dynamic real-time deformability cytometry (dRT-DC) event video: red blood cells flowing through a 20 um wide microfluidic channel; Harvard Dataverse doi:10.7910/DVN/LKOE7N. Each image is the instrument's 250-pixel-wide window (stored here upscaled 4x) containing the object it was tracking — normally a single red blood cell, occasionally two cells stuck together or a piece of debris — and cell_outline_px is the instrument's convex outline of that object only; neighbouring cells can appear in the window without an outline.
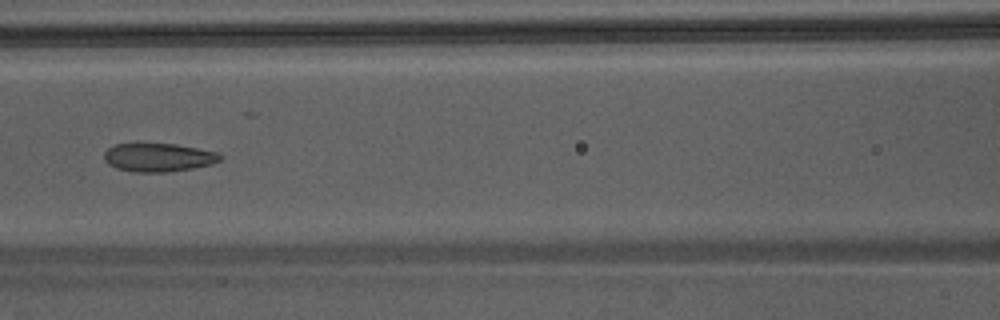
{"species": "Egyptian fruit bat (a non-hibernating species)", "species_latin": "Rousettus aegyptiacus", "temperature_condition": "warm", "stored_images_in_passage": 48, "camera_frame_rate_fps": 3000, "um_per_image_px": 0.085, "animal": {"sex": "male"}, "frame": {"image": 1, "passage_image": 23, "time_ms": 7.333, "image_size_px": [1000, 320], "cell_outline_px": [[224, 156], [220, 160], [212, 164], [192, 168], [168, 172], [132, 172], [116, 168], [108, 164], [104, 160], [104, 152], [108, 148], [116, 144], [176, 144], [216, 152]], "centroid_in_image_um": [13.45, 13.39], "position_along_channel_um": 153.2, "area_um2": 19.19}}
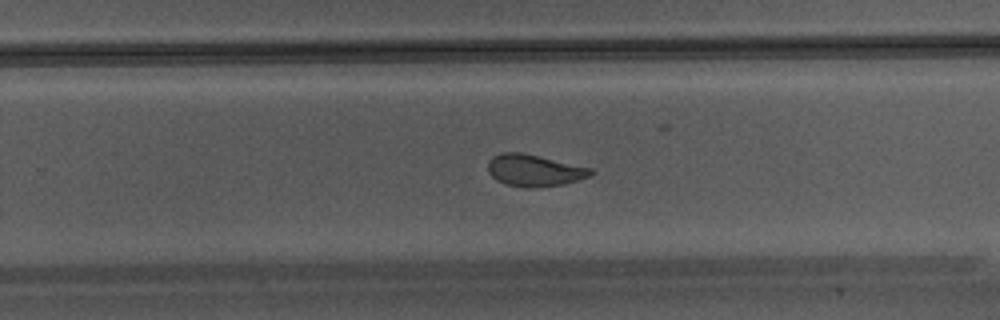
{"frame": {"image": 2, "passage_image": 32, "time_ms": 10.333, "image_size_px": [1000, 320], "cell_outline_px": [[592, 176], [564, 184], [536, 188], [524, 188], [504, 184], [496, 180], [488, 172], [488, 160], [492, 156], [500, 152], [520, 152], [592, 168]], "centroid_in_image_um": [45.38, 14.5], "position_along_channel_um": 284.4, "area_um2": 19.25}}
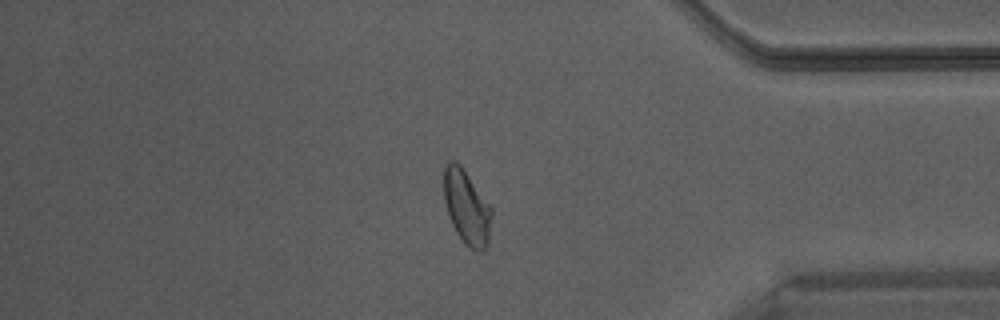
{"frame": {"image": 3, "passage_image": 41, "time_ms": 13.333, "image_size_px": [1000, 320], "cell_outline_px": [[492, 216], [488, 240], [484, 248], [480, 252], [464, 244], [456, 232], [452, 224], [444, 200], [444, 168], [448, 160], [456, 160], [460, 164], [492, 208]], "centroid_in_image_um": [39.66, 17.59], "position_along_channel_um": 395.5, "area_um2": 20.46}}